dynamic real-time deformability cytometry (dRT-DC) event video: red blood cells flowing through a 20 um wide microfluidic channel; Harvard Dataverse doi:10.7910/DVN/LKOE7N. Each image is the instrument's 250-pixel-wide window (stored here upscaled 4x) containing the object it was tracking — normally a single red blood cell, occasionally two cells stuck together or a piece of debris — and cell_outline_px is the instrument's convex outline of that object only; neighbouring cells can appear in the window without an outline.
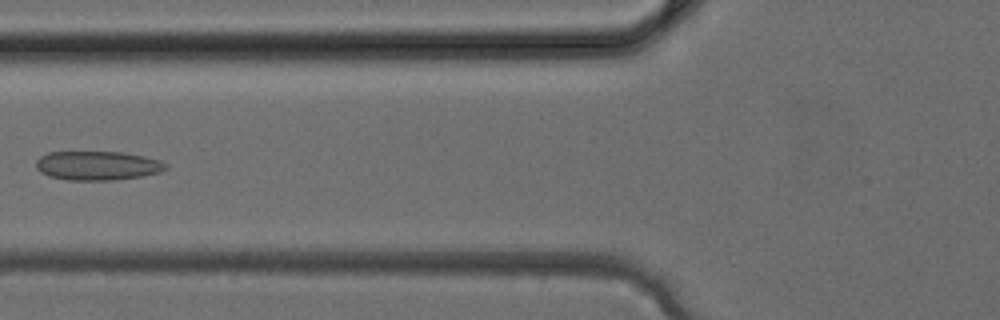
{"species": "common noctule bat (a hibernating species)", "species_latin": "Nyctalus noctula", "temperature_condition": "cold", "stored_images_in_passage": 38, "camera_frame_rate_fps": 3000, "um_per_image_px": 0.085, "animal": {"sex": "female", "body_mass_g": 24.6, "forearm_length_mm": 56.2}, "frame": {"image": 1, "passage_image": 15, "time_ms": 4.667, "image_size_px": [1000, 320], "cell_outline_px": [[168, 168], [160, 172], [144, 176], [116, 180], [68, 180], [48, 176], [40, 172], [36, 168], [36, 160], [40, 156], [48, 152], [124, 152], [144, 156], [160, 160], [168, 164]], "centroid_in_image_um": [8.31, 14.08], "position_along_channel_um": 117.5, "area_um2": 22.25}}
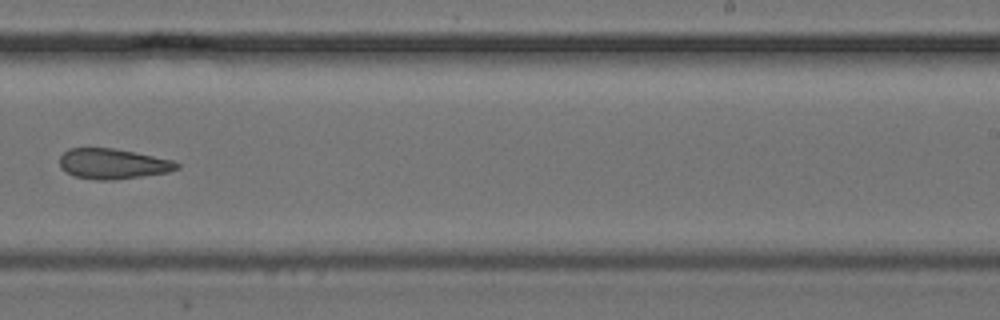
{"frame": {"image": 2, "passage_image": 24, "time_ms": 7.667, "image_size_px": [1000, 320], "cell_outline_px": [[180, 168], [168, 172], [112, 180], [96, 180], [76, 176], [60, 168], [60, 156], [68, 148], [112, 148], [172, 160], [180, 164]], "centroid_in_image_um": [9.58, 13.92], "position_along_channel_um": 279.4, "area_um2": 20.4}}
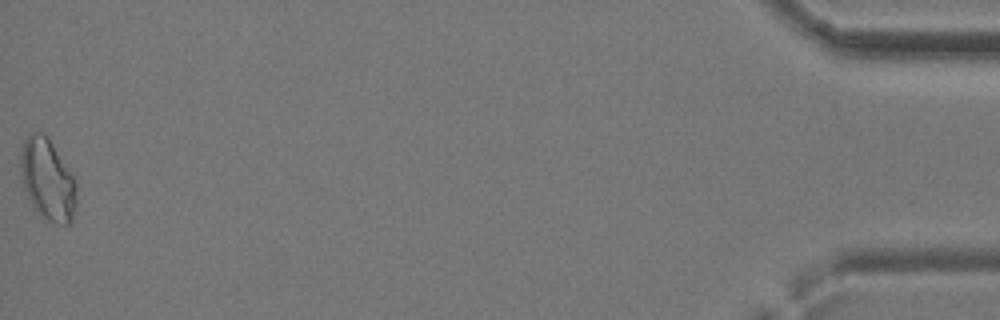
{"frame": {"image": 3, "passage_image": 38, "time_ms": 12.333, "image_size_px": [1000, 320], "cell_outline_px": [[76, 204], [72, 220], [68, 224], [60, 224], [48, 220], [40, 216], [32, 208], [24, 188], [20, 168], [20, 152], [24, 140], [32, 132], [44, 132], [48, 136], [72, 176], [76, 184]], "centroid_in_image_um": [4.02, 15.27], "position_along_channel_um": 431.2, "area_um2": 26.53}}